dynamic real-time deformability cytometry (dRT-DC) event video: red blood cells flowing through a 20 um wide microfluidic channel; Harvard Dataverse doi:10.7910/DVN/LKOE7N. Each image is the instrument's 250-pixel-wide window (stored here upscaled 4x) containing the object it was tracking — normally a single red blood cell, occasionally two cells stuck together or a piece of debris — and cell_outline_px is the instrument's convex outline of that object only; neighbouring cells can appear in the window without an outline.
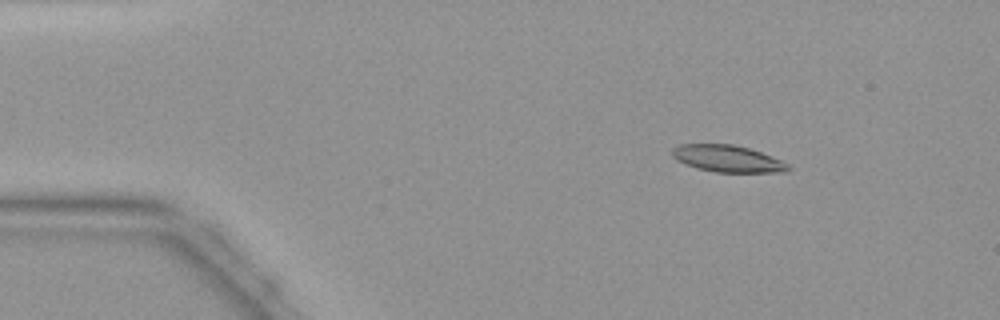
{"species": "common noctule bat (a hibernating species)", "species_latin": "Nyctalus noctula", "temperature_condition": "warm", "stored_images_in_passage": 47, "segment_of_instrument_passage": [1, 2], "camera_frame_rate_fps": 3000, "um_per_image_px": 0.085, "animal": {"sex": "female", "body_mass_g": 19.9}, "frame": {"image": 1, "passage_image": 7, "time_ms": 2.0, "image_size_px": [1000, 320], "cell_outline_px": [[792, 168], [788, 172], [716, 172], [696, 168], [676, 160], [672, 156], [672, 148], [680, 144], [732, 144], [748, 148], [772, 156], [788, 164]], "centroid_in_image_um": [61.84, 13.49], "position_along_channel_um": 23.2, "area_um2": 18.15}}
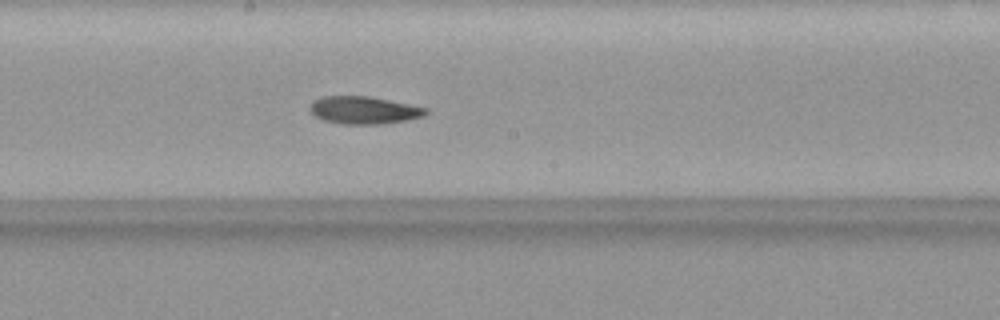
{"frame": {"image": 2, "passage_image": 25, "time_ms": 8.0, "image_size_px": [1000, 320], "cell_outline_px": [[428, 112], [424, 116], [408, 120], [380, 124], [344, 124], [324, 120], [316, 116], [308, 108], [312, 100], [320, 96], [368, 96], [428, 108]], "centroid_in_image_um": [30.91, 9.36], "position_along_channel_um": 217.3, "area_um2": 18.61}}
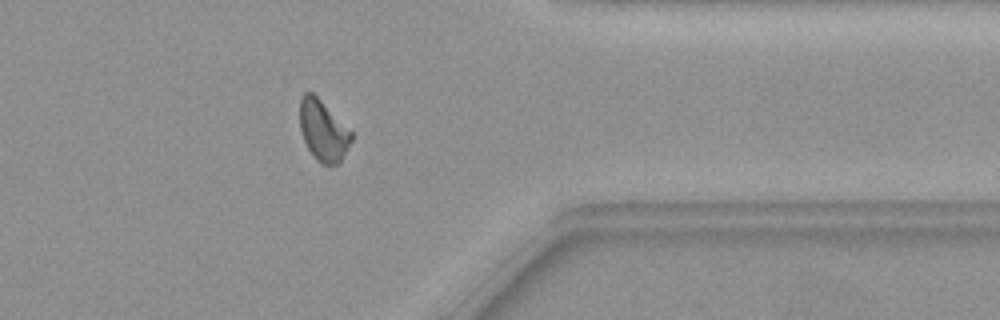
{"frame": {"image": 3, "passage_image": 37, "time_ms": 12.0, "image_size_px": [1000, 320], "cell_outline_px": [[352, 140], [340, 164], [320, 164], [316, 160], [308, 148], [304, 140], [300, 128], [300, 100], [304, 92], [312, 92], [352, 132]], "centroid_in_image_um": [27.47, 11.13], "position_along_channel_um": 383.9, "area_um2": 18.03}}